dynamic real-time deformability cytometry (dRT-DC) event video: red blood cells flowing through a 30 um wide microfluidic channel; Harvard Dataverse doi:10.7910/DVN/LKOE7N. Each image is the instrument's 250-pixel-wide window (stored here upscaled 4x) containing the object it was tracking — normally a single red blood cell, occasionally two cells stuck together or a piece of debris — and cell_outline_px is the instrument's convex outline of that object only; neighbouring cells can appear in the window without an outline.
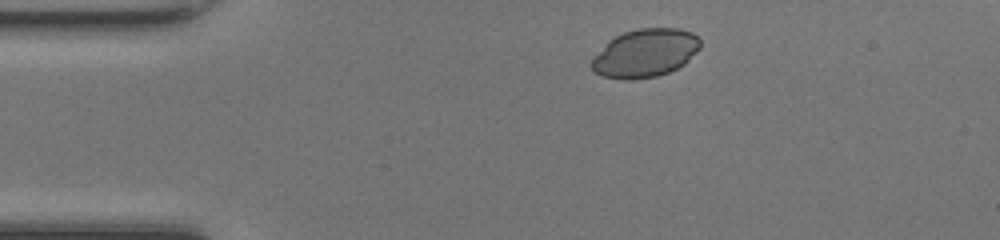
{"species": "common noctule bat (a hibernating species)", "species_latin": "Nyctalus noctula", "temperature_condition": "room temperature", "stored_images_in_passage": 40, "camera_frame_rate_fps": 3000, "um_per_image_px": 0.085, "animal": {"sex": "female", "body_mass_g": 17.0, "forearm_length_mm": 48.0}, "frame": {"image": 1, "passage_image": 1, "time_ms": 0.0, "image_size_px": [1000, 240], "cell_outline_px": [[700, 48], [684, 64], [668, 72], [656, 76], [632, 80], [628, 80], [604, 76], [592, 72], [588, 64], [592, 56], [608, 40], [624, 32], [636, 28], [676, 28], [692, 32], [700, 40]], "centroid_in_image_um": [54.77, 4.51], "position_along_channel_um": 30.2, "area_um2": 30.81}}